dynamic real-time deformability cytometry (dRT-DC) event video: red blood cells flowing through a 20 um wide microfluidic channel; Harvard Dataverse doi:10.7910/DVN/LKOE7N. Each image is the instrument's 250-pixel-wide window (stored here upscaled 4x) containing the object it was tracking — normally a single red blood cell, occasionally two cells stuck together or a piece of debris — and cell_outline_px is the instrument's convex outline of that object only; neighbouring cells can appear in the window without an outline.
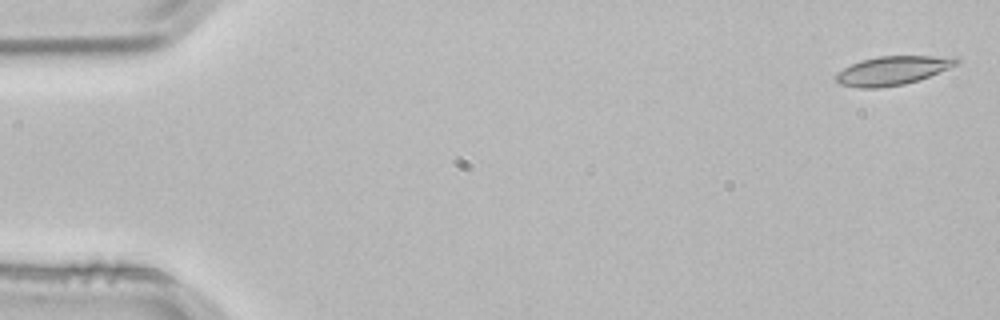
{"species": "common noctule bat (a hibernating species)", "species_latin": "Nyctalus noctula", "temperature_condition": "room temperature", "stored_images_in_passage": 4, "camera_frame_rate_fps": 3000, "um_per_image_px": 0.085, "animal": {"sex": "male", "body_mass_g": 21.5, "forearm_length_mm": 52.0}, "frame": {"image": 1, "passage_image": 1, "time_ms": 0.0, "image_size_px": [1000, 320], "cell_outline_px": [[960, 64], [928, 76], [904, 84], [876, 88], [860, 88], [840, 84], [836, 80], [836, 72], [860, 60], [876, 56], [956, 56], [960, 60]], "centroid_in_image_um": [75.89, 5.98], "position_along_channel_um": 9.1, "area_um2": 20.23}}
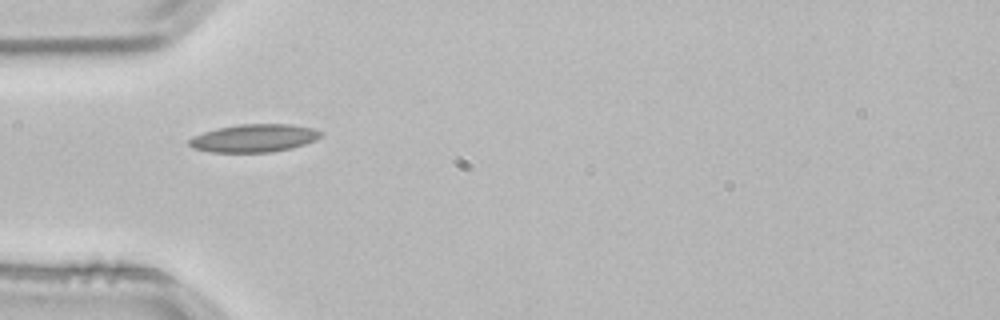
{"frame": {"image": 2, "passage_image": 4, "time_ms": 1.0, "image_size_px": [1000, 320], "cell_outline_px": [[324, 136], [316, 140], [292, 148], [272, 152], [208, 152], [192, 148], [188, 144], [188, 140], [192, 136], [216, 128], [240, 124], [292, 124], [312, 128], [324, 132]], "centroid_in_image_um": [21.61, 11.74], "position_along_channel_um": 63.4, "area_um2": 21.68}}